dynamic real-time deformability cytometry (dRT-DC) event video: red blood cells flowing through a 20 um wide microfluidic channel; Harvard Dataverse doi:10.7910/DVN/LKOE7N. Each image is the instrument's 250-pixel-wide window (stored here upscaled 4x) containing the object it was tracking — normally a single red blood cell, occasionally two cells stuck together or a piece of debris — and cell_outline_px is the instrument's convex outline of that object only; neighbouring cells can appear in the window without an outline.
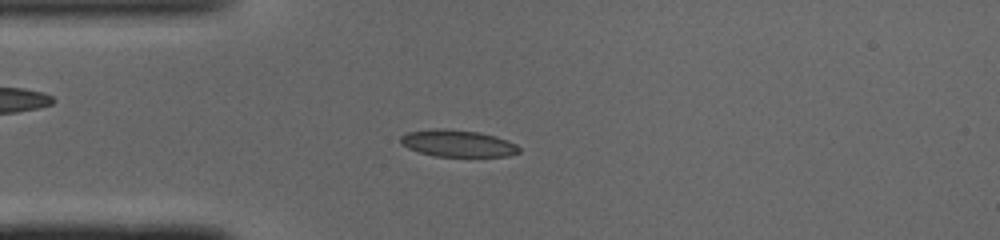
{"species": "common noctule bat (a hibernating species)", "species_latin": "Nyctalus noctula", "temperature_condition": "cold", "stored_images_in_passage": 48, "camera_frame_rate_fps": 3000, "um_per_image_px": 0.085, "animal": {"sex": "male", "body_mass_g": 19.0, "forearm_length_mm": 50.8}, "frame": {"image": 1, "passage_image": 12, "time_ms": 3.667, "image_size_px": [1000, 240], "cell_outline_px": [[520, 152], [508, 156], [436, 156], [420, 152], [408, 148], [400, 144], [400, 136], [408, 132], [432, 128], [444, 128], [480, 132], [496, 136], [516, 144], [520, 148]], "centroid_in_image_um": [38.89, 12.17], "position_along_channel_um": 46.1, "area_um2": 18.61}}
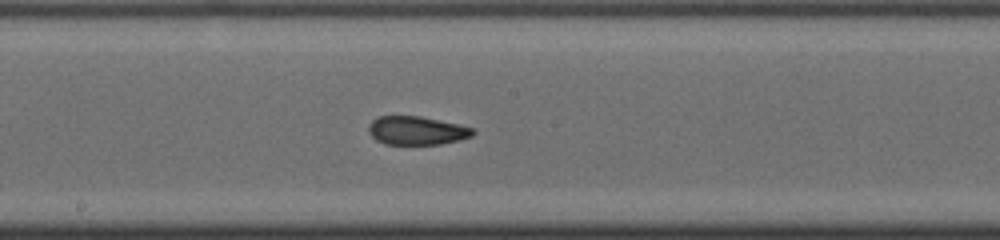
{"frame": {"image": 2, "passage_image": 25, "time_ms": 8.0, "image_size_px": [1000, 240], "cell_outline_px": [[476, 132], [472, 136], [460, 140], [440, 144], [384, 144], [376, 140], [368, 132], [368, 124], [372, 120], [380, 116], [420, 116], [456, 124], [472, 128]], "centroid_in_image_um": [35.39, 11.1], "position_along_channel_um": 212.8, "area_um2": 17.28}}
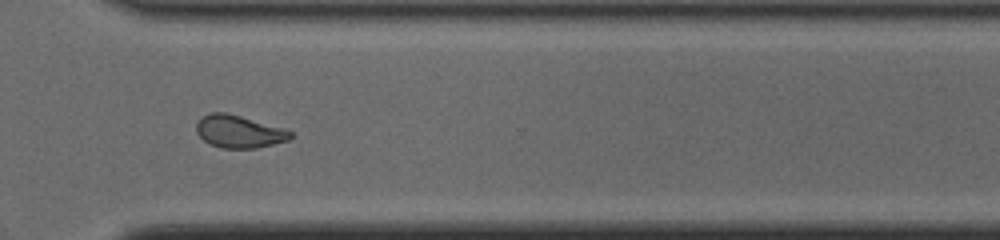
{"frame": {"image": 3, "passage_image": 35, "time_ms": 11.333, "image_size_px": [1000, 240], "cell_outline_px": [[292, 136], [288, 140], [256, 148], [220, 148], [204, 140], [196, 132], [196, 124], [204, 116], [212, 112], [224, 112], [240, 116], [284, 128], [292, 132]], "centroid_in_image_um": [20.32, 11.18], "position_along_channel_um": 350.3, "area_um2": 17.57}, "authors_computed_cell_mechanics": {"area_um2": 18.1203, "velocity_mm_per_s": 4.1094, "shape_relaxation_time_tau1_ms": null, "shape_relaxation_time_tau2_ms": 1.3306, "deformation_change_tau1": null, "deformation_change_tau2": 0.0668}}